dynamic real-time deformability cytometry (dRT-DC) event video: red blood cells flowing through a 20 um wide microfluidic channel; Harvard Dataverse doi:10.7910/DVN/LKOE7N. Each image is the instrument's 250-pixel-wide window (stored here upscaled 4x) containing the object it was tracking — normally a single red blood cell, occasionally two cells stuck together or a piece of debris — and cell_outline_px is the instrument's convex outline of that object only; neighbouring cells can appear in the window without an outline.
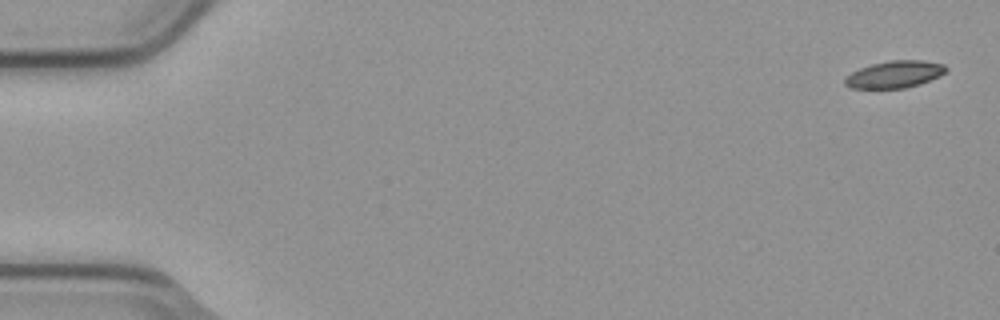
{"species": "common noctule bat (a hibernating species)", "species_latin": "Nyctalus noctula", "temperature_condition": "cold", "stored_images_in_passage": 4, "camera_frame_rate_fps": 3000, "um_per_image_px": 0.085, "animal": {"sex": "male", "body_mass_g": 23.1, "forearm_length_mm": 52.7}, "frame": {"image": 1, "passage_image": 1, "time_ms": 0.0, "image_size_px": [1000, 320], "cell_outline_px": [[948, 68], [940, 76], [920, 84], [904, 88], [852, 88], [844, 84], [844, 80], [852, 72], [860, 68], [872, 64], [892, 60], [924, 60], [944, 64]], "centroid_in_image_um": [76.07, 6.31], "position_along_channel_um": 8.9, "area_um2": 15.84}}